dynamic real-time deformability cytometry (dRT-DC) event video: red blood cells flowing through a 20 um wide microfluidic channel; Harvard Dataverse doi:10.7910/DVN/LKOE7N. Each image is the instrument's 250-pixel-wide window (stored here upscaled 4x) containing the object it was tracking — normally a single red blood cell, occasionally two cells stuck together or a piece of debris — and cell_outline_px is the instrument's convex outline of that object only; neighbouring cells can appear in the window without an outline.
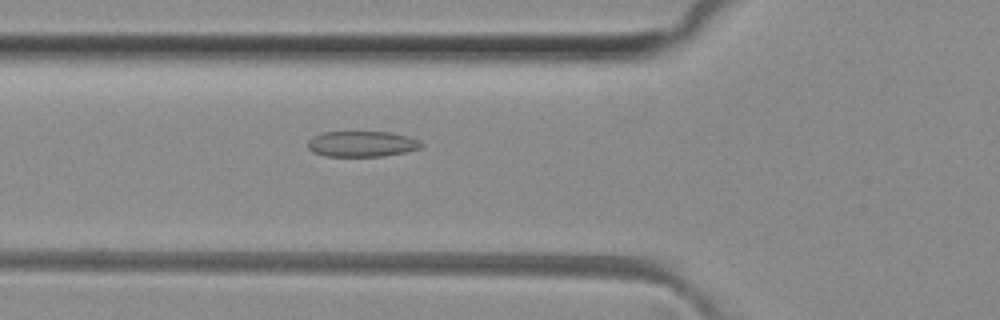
{"species": "common noctule bat (a hibernating species)", "species_latin": "Nyctalus noctula", "temperature_condition": "room temperature", "stored_images_in_passage": 39, "camera_frame_rate_fps": 3000, "um_per_image_px": 0.085, "animal": {"sex": "female", "body_mass_g": 29.2, "forearm_length_mm": 56.3}, "frame": {"image": 1, "passage_image": 12, "time_ms": 3.667, "image_size_px": [1000, 320], "cell_outline_px": [[424, 144], [420, 148], [404, 152], [384, 156], [324, 156], [312, 152], [308, 148], [308, 140], [312, 136], [320, 132], [392, 132], [416, 140]], "centroid_in_image_um": [30.69, 12.23], "position_along_channel_um": 95.1, "area_um2": 16.94}}
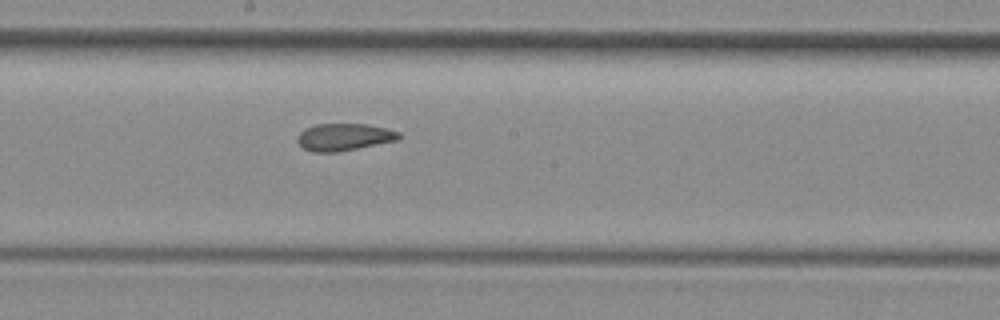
{"frame": {"image": 2, "passage_image": 21, "time_ms": 6.667, "image_size_px": [1000, 320], "cell_outline_px": [[400, 136], [396, 140], [336, 152], [312, 152], [304, 148], [296, 140], [296, 136], [304, 128], [316, 124], [364, 124], [384, 128], [400, 132]], "centroid_in_image_um": [29.17, 11.64], "position_along_channel_um": 219.0, "area_um2": 15.84}}
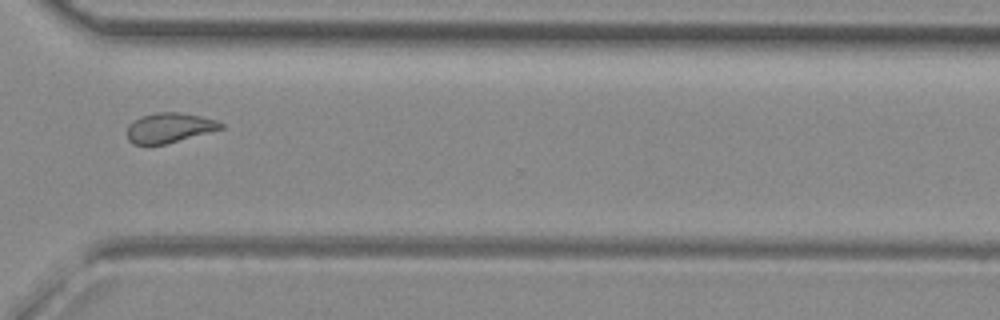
{"frame": {"image": 3, "passage_image": 31, "time_ms": 10.0, "image_size_px": [1000, 320], "cell_outline_px": [[224, 128], [168, 144], [132, 144], [128, 140], [128, 124], [132, 120], [140, 116], [156, 112], [180, 112], [200, 116], [216, 120], [224, 124]], "centroid_in_image_um": [14.39, 10.85], "position_along_channel_um": 356.2, "area_um2": 16.47}, "authors_computed_cell_mechanics": {"area_um2": 16.9354, "velocity_mm_per_s": 4.1179, "shape_relaxation_time_tau1_ms": null, "shape_relaxation_time_tau2_ms": 1.9375, "deformation_change_tau1": null, "deformation_change_tau2": 0.085}}